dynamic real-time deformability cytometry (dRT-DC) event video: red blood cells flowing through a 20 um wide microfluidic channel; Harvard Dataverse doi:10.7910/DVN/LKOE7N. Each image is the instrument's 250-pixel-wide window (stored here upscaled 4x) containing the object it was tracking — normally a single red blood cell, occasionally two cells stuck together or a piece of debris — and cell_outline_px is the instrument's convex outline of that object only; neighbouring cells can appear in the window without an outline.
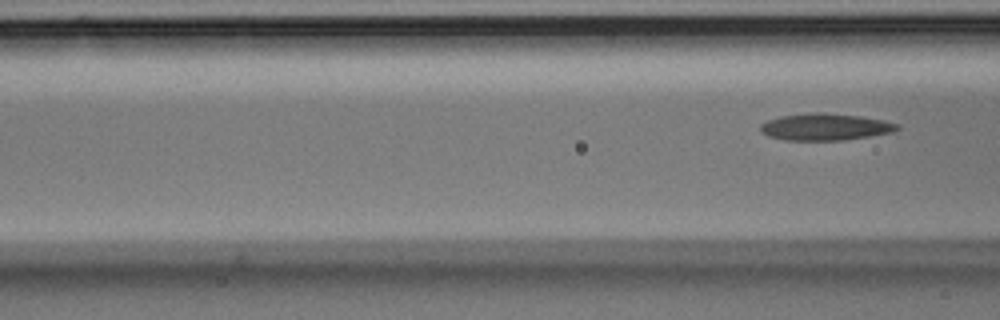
{"species": "Egyptian fruit bat (a non-hibernating species)", "species_latin": "Rousettus aegyptiacus", "temperature_condition": "room temperature", "stored_images_in_passage": 5, "camera_frame_rate_fps": 3000, "um_per_image_px": 0.085, "animal": {"sex": "male"}, "frame": {"image": 1, "passage_image": 5, "time_ms": 1.333, "image_size_px": [1000, 320], "cell_outline_px": [[900, 128], [896, 132], [844, 140], [784, 140], [768, 136], [760, 132], [760, 124], [768, 120], [780, 116], [816, 112], [824, 112], [860, 116], [884, 120], [900, 124]], "centroid_in_image_um": [70.17, 10.79], "position_along_channel_um": 96.4, "area_um2": 21.62}}